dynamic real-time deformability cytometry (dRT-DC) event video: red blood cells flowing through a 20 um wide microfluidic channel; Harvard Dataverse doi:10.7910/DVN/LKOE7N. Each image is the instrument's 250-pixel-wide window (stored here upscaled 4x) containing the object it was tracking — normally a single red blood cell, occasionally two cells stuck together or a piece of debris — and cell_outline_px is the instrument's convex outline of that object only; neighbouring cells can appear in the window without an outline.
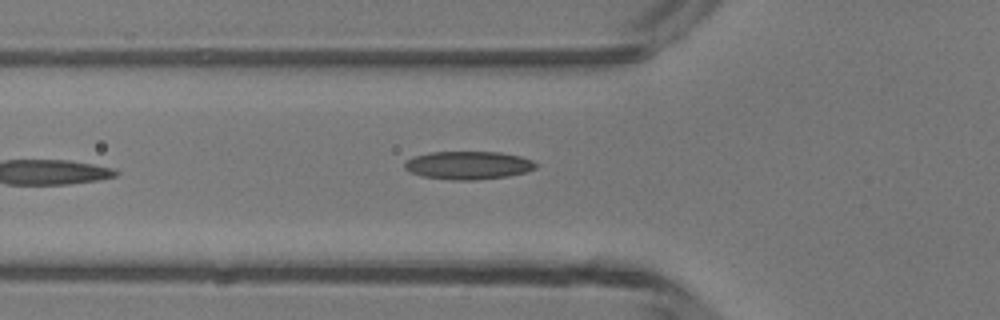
{"species": "common noctule bat (a hibernating species)", "species_latin": "Nyctalus noctula", "temperature_condition": "room temperature", "stored_images_in_passage": 5, "camera_frame_rate_fps": 3000, "um_per_image_px": 0.085, "animal": {"sex": "male", "body_mass_g": 13.3}, "frame": {"image": 1, "passage_image": 5, "time_ms": 4.667, "image_size_px": [1000, 320], "cell_outline_px": [[536, 168], [524, 172], [508, 176], [476, 180], [452, 180], [420, 176], [404, 168], [404, 164], [408, 160], [416, 156], [428, 152], [500, 152], [520, 156], [532, 160], [536, 164]], "centroid_in_image_um": [39.8, 14.05], "position_along_channel_um": 86.0, "area_um2": 21.39}}